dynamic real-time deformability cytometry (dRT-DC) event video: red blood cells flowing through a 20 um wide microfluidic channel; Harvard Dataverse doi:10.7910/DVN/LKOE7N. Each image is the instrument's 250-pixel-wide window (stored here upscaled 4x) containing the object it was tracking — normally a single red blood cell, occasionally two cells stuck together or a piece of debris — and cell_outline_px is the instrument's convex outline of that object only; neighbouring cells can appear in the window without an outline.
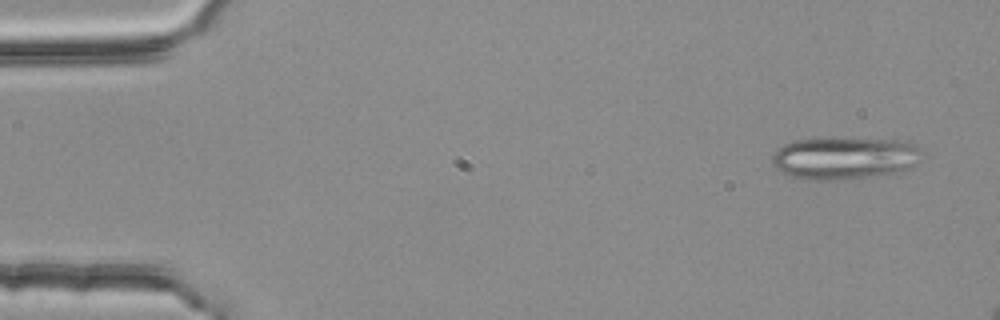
{"species": "common noctule bat (a hibernating species)", "species_latin": "Nyctalus noctula", "temperature_condition": "room temperature", "stored_images_in_passage": 4, "camera_frame_rate_fps": 3000, "um_per_image_px": 0.085, "animal": {"sex": "female", "body_mass_g": 25.1}, "frame": {"image": 1, "passage_image": 1, "time_ms": 0.0, "image_size_px": [1000, 320], "cell_outline_px": [[920, 152], [916, 164], [908, 168], [892, 172], [864, 176], [828, 180], [812, 180], [792, 176], [776, 168], [772, 164], [772, 152], [776, 148], [784, 144], [796, 140], [908, 140], [916, 144], [920, 148]], "centroid_in_image_um": [71.74, 13.43], "position_along_channel_um": 13.3, "area_um2": 35.72}}